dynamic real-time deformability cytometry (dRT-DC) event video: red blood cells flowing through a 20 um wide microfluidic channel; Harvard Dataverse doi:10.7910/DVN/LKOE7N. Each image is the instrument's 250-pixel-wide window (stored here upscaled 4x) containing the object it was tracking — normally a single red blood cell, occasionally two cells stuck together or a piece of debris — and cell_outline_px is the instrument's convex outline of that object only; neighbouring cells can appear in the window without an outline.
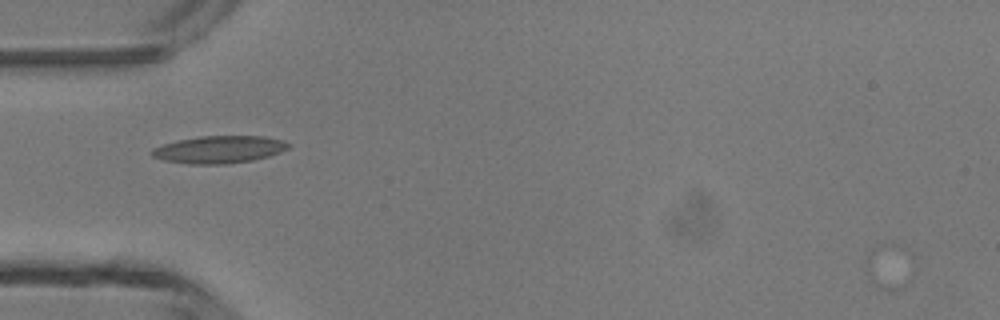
{"species": "common noctule bat (a hibernating species)", "species_latin": "Nyctalus noctula", "temperature_condition": "room temperature", "stored_images_in_passage": 5, "camera_frame_rate_fps": 3000, "um_per_image_px": 0.085, "animal": {"sex": "male", "body_mass_g": 13.3}, "frame": {"image": 1, "passage_image": 4, "time_ms": 1.0, "image_size_px": [1000, 320], "cell_outline_px": [[912, 284], [908, 288], [892, 292], [888, 292], [880, 288], [868, 276], [868, 256], [872, 248], [880, 244], [884, 244], [912, 276]], "centroid_in_image_um": [75.44, 22.97], "position_along_channel_um": 9.6, "area_um2": 10.29}}